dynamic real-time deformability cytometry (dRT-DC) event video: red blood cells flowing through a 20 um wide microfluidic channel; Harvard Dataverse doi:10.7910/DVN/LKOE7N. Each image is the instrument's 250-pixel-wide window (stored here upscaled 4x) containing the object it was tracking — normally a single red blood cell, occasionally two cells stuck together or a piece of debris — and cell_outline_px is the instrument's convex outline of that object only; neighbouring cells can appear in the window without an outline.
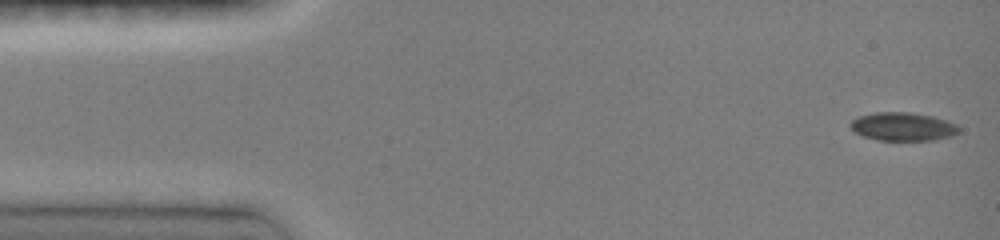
{"species": "common noctule bat (a hibernating species)", "species_latin": "Nyctalus noctula", "temperature_condition": "room temperature", "stored_images_in_passage": 51, "camera_frame_rate_fps": 3000, "um_per_image_px": 0.085, "animal": {"sex": "female", "body_mass_g": 19.0, "forearm_length_mm": 51.5}, "frame": {"image": 1, "passage_image": 1, "time_ms": 0.0, "image_size_px": [1000, 240], "cell_outline_px": [[960, 132], [952, 136], [936, 140], [876, 140], [864, 136], [856, 132], [848, 124], [852, 120], [860, 116], [872, 112], [908, 112], [932, 116], [956, 124], [960, 128]], "centroid_in_image_um": [76.76, 10.76], "position_along_channel_um": 8.2, "area_um2": 17.92}}
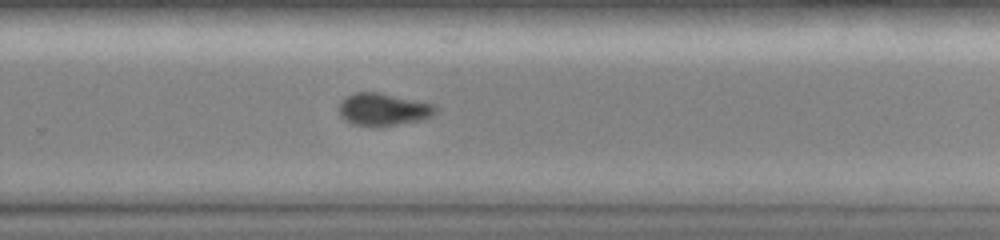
{"frame": {"image": 2, "passage_image": 37, "time_ms": 10.0, "image_size_px": [1000, 240], "cell_outline_px": [[440, 108], [432, 116], [420, 120], [396, 124], [352, 124], [344, 120], [340, 116], [340, 100], [356, 92], [384, 92], [436, 104]], "centroid_in_image_um": [32.64, 9.25], "position_along_channel_um": 297.2, "area_um2": 18.15}}
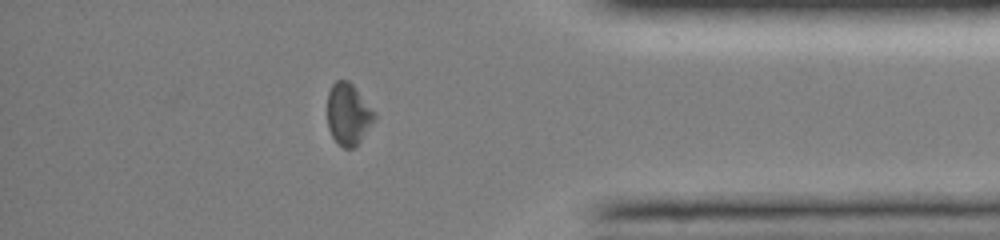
{"frame": {"image": 3, "passage_image": 46, "time_ms": 13.0, "image_size_px": [1000, 240], "cell_outline_px": [[376, 120], [360, 140], [352, 148], [344, 148], [332, 136], [328, 128], [328, 92], [332, 84], [336, 80], [348, 80], [352, 84], [376, 112]], "centroid_in_image_um": [29.62, 9.68], "position_along_channel_um": 405.6, "area_um2": 16.82}}